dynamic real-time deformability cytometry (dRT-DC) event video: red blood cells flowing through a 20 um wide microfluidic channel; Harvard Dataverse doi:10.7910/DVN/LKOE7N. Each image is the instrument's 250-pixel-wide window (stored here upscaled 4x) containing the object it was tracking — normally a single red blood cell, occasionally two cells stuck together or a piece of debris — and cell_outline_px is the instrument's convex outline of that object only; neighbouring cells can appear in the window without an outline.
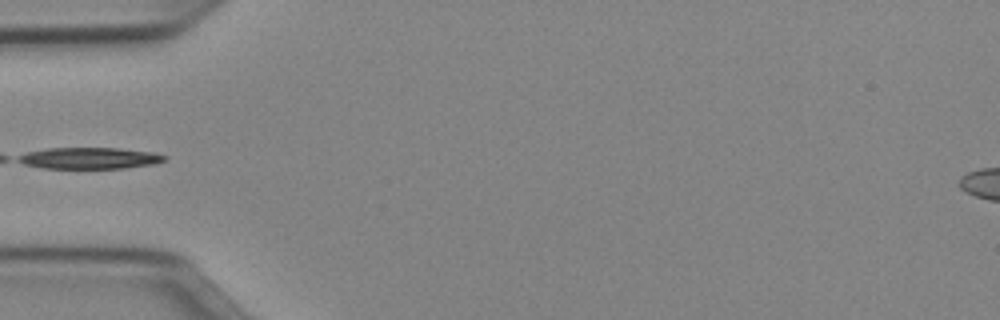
{"species": "Egyptian fruit bat (a non-hibernating species)", "species_latin": "Rousettus aegyptiacus", "temperature_condition": "cold", "stored_images_in_passage": 21, "camera_frame_rate_fps": 3000, "um_per_image_px": 0.085, "animal": {"sex": "female"}, "frame": {"image": 1, "passage_image": 1, "time_ms": 0.0, "image_size_px": [1000, 320], "cell_outline_px": [[168, 156], [164, 160], [156, 164], [124, 168], [40, 168], [24, 164], [16, 160], [16, 156], [28, 152], [48, 148], [120, 148], [152, 152]], "centroid_in_image_um": [7.6, 13.44], "position_along_channel_um": 77.4, "area_um2": 18.32}}